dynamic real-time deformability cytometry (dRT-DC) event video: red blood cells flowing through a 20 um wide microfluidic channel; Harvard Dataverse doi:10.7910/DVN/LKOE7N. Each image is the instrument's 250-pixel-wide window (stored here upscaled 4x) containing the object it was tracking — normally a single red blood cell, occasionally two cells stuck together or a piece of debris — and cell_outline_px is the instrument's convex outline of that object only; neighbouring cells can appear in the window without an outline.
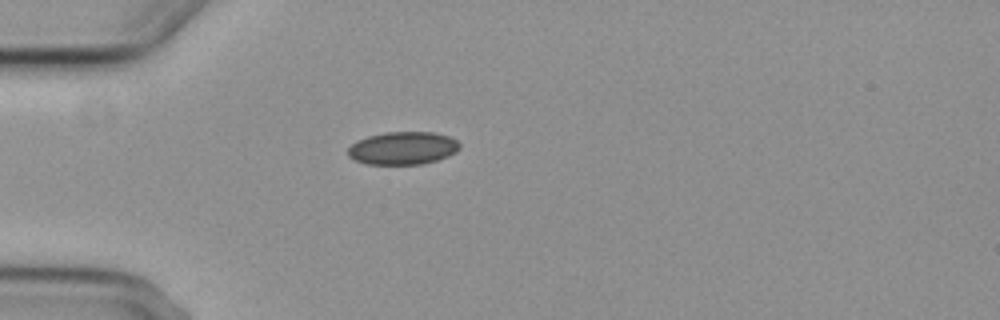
{"species": "common noctule bat (a hibernating species)", "species_latin": "Nyctalus noctula", "temperature_condition": "cold", "stored_images_in_passage": 3, "camera_frame_rate_fps": 3000, "um_per_image_px": 0.085, "animal": {"sex": "female", "body_mass_g": 29.2, "forearm_length_mm": 56.3}, "frame": {"image": 1, "passage_image": 2, "time_ms": 2.0, "image_size_px": [1000, 320], "cell_outline_px": [[460, 148], [456, 152], [448, 156], [424, 164], [368, 164], [356, 160], [348, 156], [348, 148], [356, 140], [368, 136], [384, 132], [436, 132], [448, 136], [456, 140], [460, 144]], "centroid_in_image_um": [34.25, 12.58], "position_along_channel_um": 50.7, "area_um2": 21.44}}